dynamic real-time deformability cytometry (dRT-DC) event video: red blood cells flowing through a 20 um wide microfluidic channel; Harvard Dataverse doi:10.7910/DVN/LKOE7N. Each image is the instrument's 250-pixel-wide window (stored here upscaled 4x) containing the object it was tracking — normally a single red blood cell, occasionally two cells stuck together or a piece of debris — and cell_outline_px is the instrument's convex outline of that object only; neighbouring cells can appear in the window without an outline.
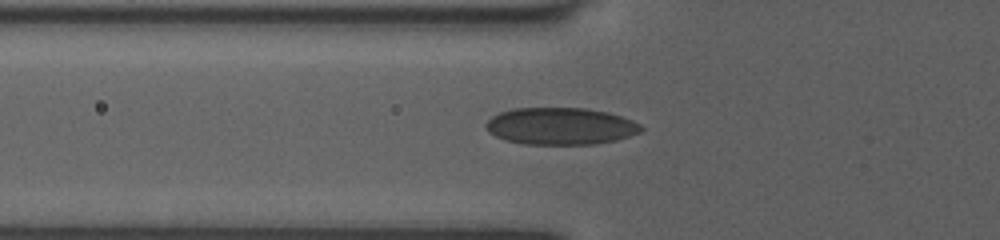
{"species": "human", "species_latin": "Homo sapiens", "temperature_condition": "room temperature", "stored_images_in_passage": 34, "camera_frame_rate_fps": 3000, "um_per_image_px": 0.085, "donor": {"sex": "female"}, "frame": {"image": 1, "passage_image": 2, "time_ms": 0.333, "image_size_px": [1000, 240], "cell_outline_px": [[644, 128], [640, 132], [616, 140], [596, 144], [524, 144], [504, 140], [488, 132], [484, 124], [492, 116], [500, 112], [512, 108], [588, 108], [608, 112], [632, 120], [640, 124]], "centroid_in_image_um": [47.63, 10.72], "position_along_channel_um": 78.2, "area_um2": 33.64}}
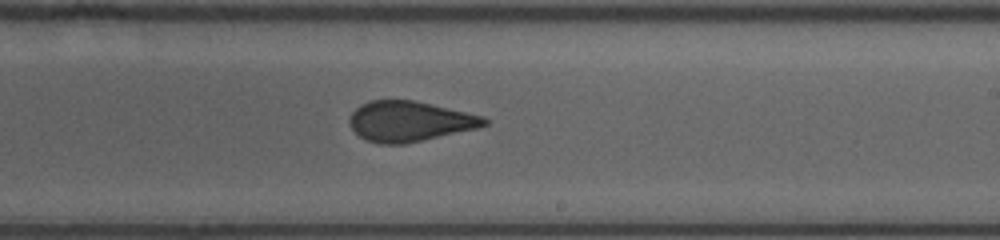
{"frame": {"image": 2, "passage_image": 15, "time_ms": 4.667, "image_size_px": [1000, 240], "cell_outline_px": [[488, 124], [476, 128], [404, 144], [380, 144], [368, 140], [360, 136], [348, 124], [348, 120], [352, 112], [360, 104], [372, 100], [412, 100], [484, 116], [488, 120]], "centroid_in_image_um": [34.78, 10.31], "position_along_channel_um": 254.2, "area_um2": 31.27}}
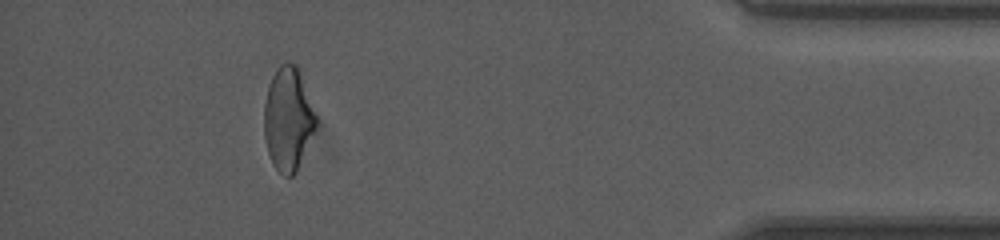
{"frame": {"image": 3, "passage_image": 30, "time_ms": 9.667, "image_size_px": [1000, 240], "cell_outline_px": [[316, 124], [296, 172], [292, 176], [284, 176], [272, 164], [268, 152], [264, 136], [264, 104], [268, 88], [272, 76], [280, 64], [288, 60], [296, 64], [300, 72], [316, 116]], "centroid_in_image_um": [24.46, 10.08], "position_along_channel_um": 410.7, "area_um2": 30.87}, "authors_computed_cell_mechanics": {"area_um2": 32.0212, "velocity_mm_per_s": 4.0511, "shape_relaxation_time_tau1_ms": null, "shape_relaxation_time_tau2_ms": 0.8475, "deformation_change_tau1": null, "deformation_change_tau2": 0.0585}}